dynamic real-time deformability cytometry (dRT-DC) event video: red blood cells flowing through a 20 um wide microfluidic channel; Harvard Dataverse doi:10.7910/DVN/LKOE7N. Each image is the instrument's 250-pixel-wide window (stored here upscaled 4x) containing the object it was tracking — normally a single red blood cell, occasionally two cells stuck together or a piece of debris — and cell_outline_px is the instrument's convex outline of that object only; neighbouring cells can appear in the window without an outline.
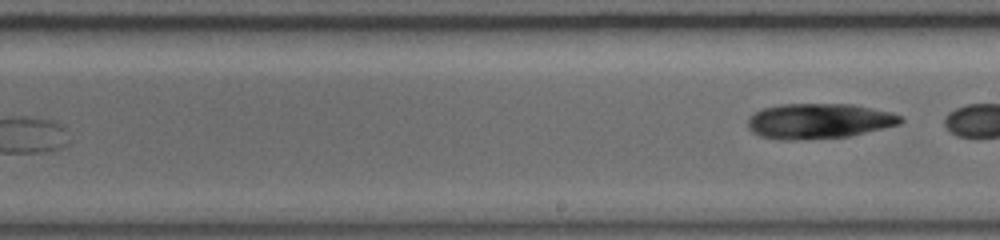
{"species": "common noctule bat (a hibernating species)", "species_latin": "Nyctalus noctula", "temperature_condition": "warm", "stored_images_in_passage": 8, "segment_of_instrument_passage": [2, 2], "camera_frame_rate_fps": 5000, "um_per_image_px": 0.085, "animal": {"sex": "female", "body_mass_g": 19.0, "forearm_length_mm": 56.7}, "frame": {"image": 1, "passage_image": 8, "time_ms": 6.0, "image_size_px": [1000, 240], "cell_outline_px": [[904, 120], [900, 124], [848, 136], [804, 140], [780, 140], [760, 136], [752, 132], [748, 128], [748, 116], [764, 108], [784, 104], [852, 104], [892, 112], [900, 116]], "centroid_in_image_um": [69.58, 10.29], "position_along_channel_um": 219.4, "area_um2": 31.39}}